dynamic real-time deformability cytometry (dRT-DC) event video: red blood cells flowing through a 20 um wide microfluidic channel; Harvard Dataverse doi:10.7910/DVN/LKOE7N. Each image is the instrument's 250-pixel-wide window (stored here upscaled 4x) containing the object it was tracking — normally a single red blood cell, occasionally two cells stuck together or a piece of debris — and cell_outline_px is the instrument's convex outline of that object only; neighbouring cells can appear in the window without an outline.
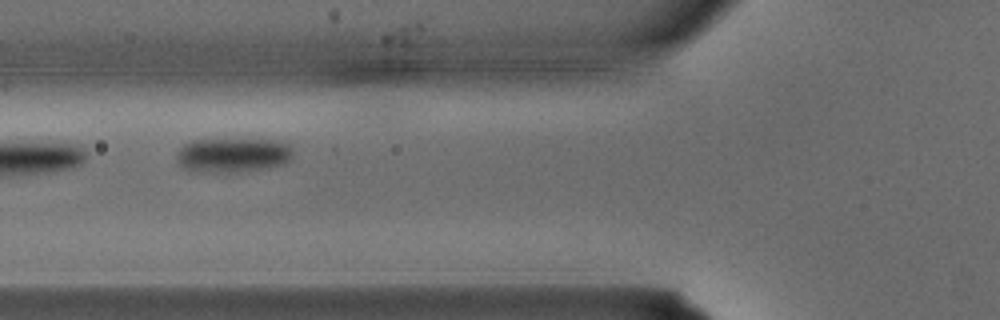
{"species": "common noctule bat (a hibernating species)", "species_latin": "Nyctalus noctula", "temperature_condition": "warm", "stored_images_in_passage": 5, "camera_frame_rate_fps": 3000, "um_per_image_px": 0.085, "animal": {"sex": "male", "body_mass_g": 15.6}, "frame": {"image": 1, "passage_image": 5, "time_ms": 1.333, "image_size_px": [1000, 320], "cell_outline_px": [[292, 160], [284, 164], [268, 168], [240, 172], [212, 172], [184, 168], [176, 160], [176, 152], [184, 144], [196, 140], [272, 140], [288, 144], [292, 148]], "centroid_in_image_um": [19.83, 13.19], "position_along_channel_um": 106.0, "area_um2": 23.24}}